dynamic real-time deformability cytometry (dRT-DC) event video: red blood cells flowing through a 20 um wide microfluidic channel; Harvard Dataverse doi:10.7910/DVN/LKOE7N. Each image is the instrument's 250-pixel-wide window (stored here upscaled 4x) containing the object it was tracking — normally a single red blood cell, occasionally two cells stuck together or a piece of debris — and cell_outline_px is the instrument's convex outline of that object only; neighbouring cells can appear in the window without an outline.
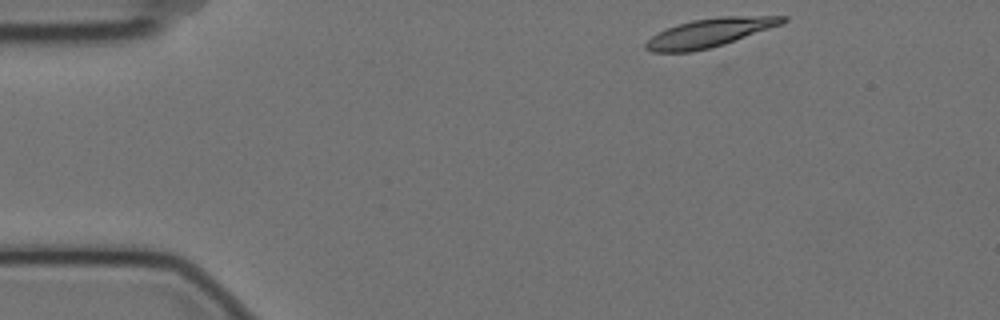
{"species": "Egyptian fruit bat (a non-hibernating species)", "species_latin": "Rousettus aegyptiacus", "temperature_condition": "cold", "stored_images_in_passage": 5, "camera_frame_rate_fps": 3000, "um_per_image_px": 0.085, "animal": {"sex": "female"}, "frame": {"image": 1, "passage_image": 1, "time_ms": 0.0, "image_size_px": [1000, 320], "cell_outline_px": [[788, 20], [780, 24], [724, 44], [692, 52], [652, 52], [644, 48], [644, 44], [652, 36], [668, 28], [692, 20], [720, 16], [788, 16]], "centroid_in_image_um": [60.29, 2.78], "position_along_channel_um": 24.7, "area_um2": 22.37}}
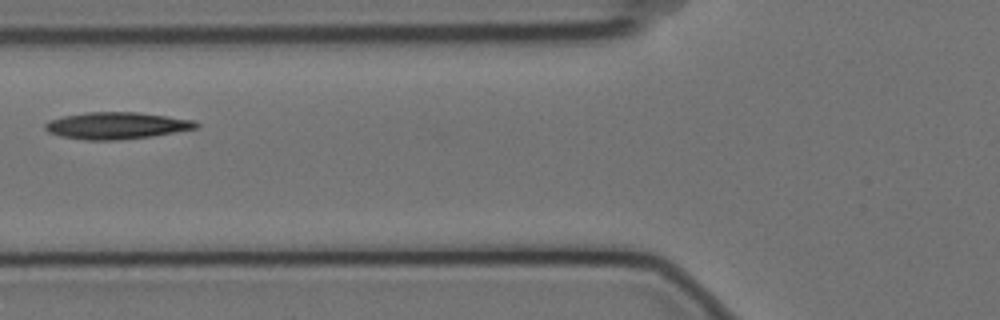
{"frame": {"image": 2, "passage_image": 5, "time_ms": 1.333, "image_size_px": [1000, 320], "cell_outline_px": [[200, 124], [196, 128], [152, 136], [116, 140], [84, 140], [60, 136], [48, 132], [44, 128], [44, 124], [48, 120], [64, 116], [88, 112], [136, 112], [192, 120]], "centroid_in_image_um": [9.84, 10.68], "position_along_channel_um": 116.0, "area_um2": 23.41}}